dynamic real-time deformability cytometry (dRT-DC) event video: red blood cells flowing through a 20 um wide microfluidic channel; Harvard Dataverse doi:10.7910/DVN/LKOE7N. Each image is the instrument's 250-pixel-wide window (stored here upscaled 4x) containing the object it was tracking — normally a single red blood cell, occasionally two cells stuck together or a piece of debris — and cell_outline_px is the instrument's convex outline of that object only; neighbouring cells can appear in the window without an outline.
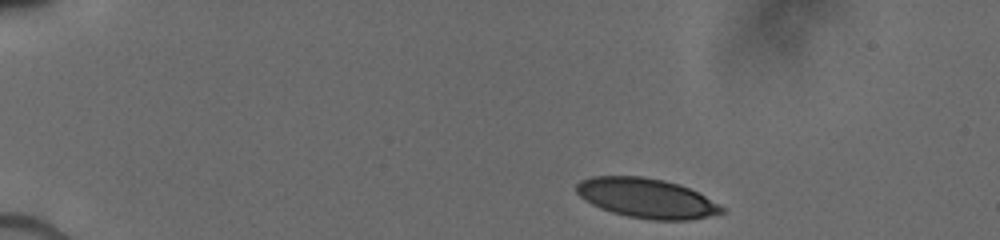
{"species": "human", "species_latin": "Homo sapiens", "temperature_condition": "cold", "stored_images_in_passage": 29, "camera_frame_rate_fps": 3000, "um_per_image_px": 0.085, "donor": {"sex": "male"}, "frame": {"image": 1, "passage_image": 1, "time_ms": 0.0, "image_size_px": [1000, 240], "cell_outline_px": [[724, 212], [708, 216], [688, 220], [648, 220], [628, 216], [612, 212], [600, 208], [584, 200], [576, 192], [576, 184], [580, 180], [592, 176], [644, 176], [664, 180], [688, 188], [704, 196], [724, 208]], "centroid_in_image_um": [54.9, 16.84], "position_along_channel_um": 30.1, "area_um2": 33.35}}
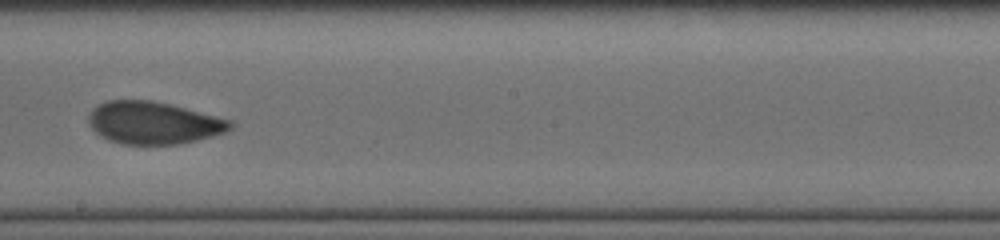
{"frame": {"image": 2, "passage_image": 13, "time_ms": 7.333, "image_size_px": [1000, 240], "cell_outline_px": [[236, 124], [232, 128], [224, 132], [212, 136], [180, 144], [120, 144], [108, 140], [100, 136], [88, 124], [88, 116], [92, 108], [108, 100], [152, 100], [232, 120]], "centroid_in_image_um": [13.03, 10.44], "position_along_channel_um": 235.2, "area_um2": 34.97}}
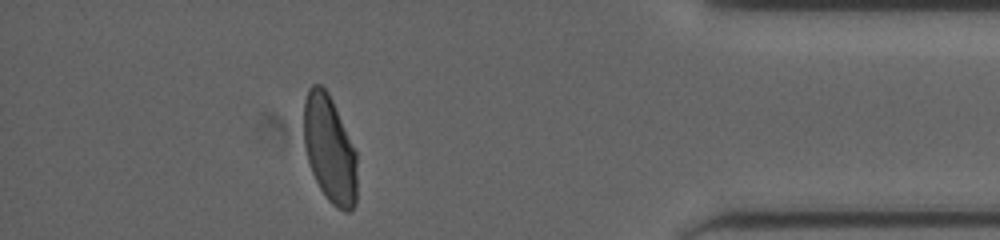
{"frame": {"image": 3, "passage_image": 25, "time_ms": 12.333, "image_size_px": [1000, 240], "cell_outline_px": [[356, 204], [348, 212], [344, 212], [336, 208], [328, 200], [320, 188], [312, 172], [308, 160], [304, 144], [304, 100], [308, 88], [312, 84], [320, 84], [328, 92], [332, 100], [356, 152]], "centroid_in_image_um": [28.01, 12.69], "position_along_channel_um": 407.2, "area_um2": 33.12}}